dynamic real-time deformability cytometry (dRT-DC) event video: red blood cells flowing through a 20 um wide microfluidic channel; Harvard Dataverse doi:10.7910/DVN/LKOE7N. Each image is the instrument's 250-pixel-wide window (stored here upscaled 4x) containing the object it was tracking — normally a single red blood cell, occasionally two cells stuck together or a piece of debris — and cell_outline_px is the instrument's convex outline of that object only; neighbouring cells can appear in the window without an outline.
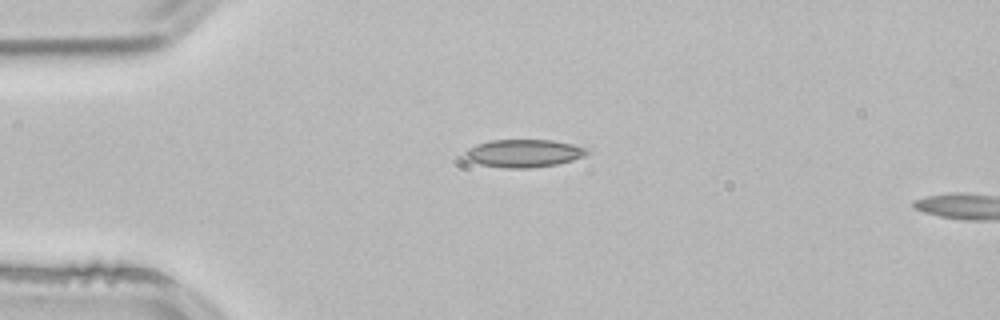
{"species": "common noctule bat (a hibernating species)", "species_latin": "Nyctalus noctula", "temperature_condition": "room temperature", "stored_images_in_passage": 3, "camera_frame_rate_fps": 3000, "um_per_image_px": 0.085, "animal": {"sex": "male", "body_mass_g": 21.5, "forearm_length_mm": 52.0}, "frame": {"image": 1, "passage_image": 3, "time_ms": 0.667, "image_size_px": [1000, 320], "cell_outline_px": [[592, 152], [584, 156], [572, 160], [556, 164], [528, 168], [508, 168], [480, 164], [468, 160], [464, 156], [464, 152], [468, 148], [476, 144], [492, 140], [552, 140], [572, 144], [588, 148]], "centroid_in_image_um": [44.53, 13.02], "position_along_channel_um": 40.5, "area_um2": 19.77}}